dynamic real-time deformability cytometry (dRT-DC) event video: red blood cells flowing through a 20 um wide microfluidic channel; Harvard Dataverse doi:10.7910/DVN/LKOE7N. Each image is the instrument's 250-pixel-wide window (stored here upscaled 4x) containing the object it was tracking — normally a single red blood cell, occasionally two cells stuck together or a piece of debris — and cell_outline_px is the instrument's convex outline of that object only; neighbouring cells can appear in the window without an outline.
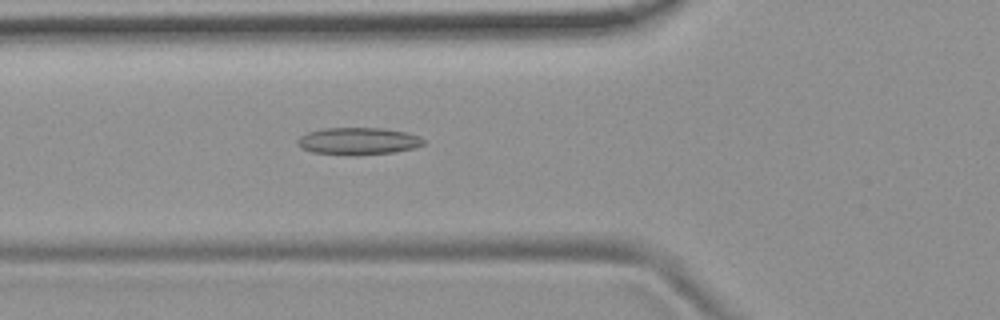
{"species": "common noctule bat (a hibernating species)", "species_latin": "Nyctalus noctula", "temperature_condition": "room temperature", "stored_images_in_passage": 38, "camera_frame_rate_fps": 3000, "um_per_image_px": 0.085, "animal": {"sex": "female", "body_mass_g": 19.9}, "frame": {"image": 1, "passage_image": 4, "time_ms": 1.0, "image_size_px": [1000, 320], "cell_outline_px": [[424, 144], [416, 148], [396, 152], [356, 156], [348, 156], [312, 152], [296, 144], [296, 140], [300, 136], [308, 132], [324, 128], [384, 128], [408, 132], [420, 136], [424, 140]], "centroid_in_image_um": [30.48, 12.01], "position_along_channel_um": 95.3, "area_um2": 20.4}}
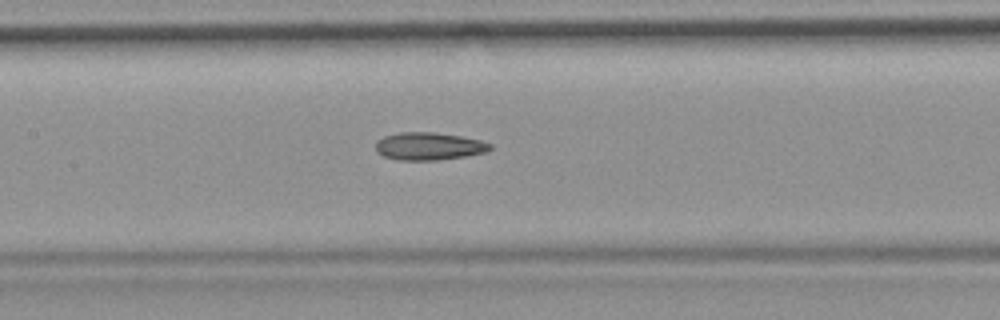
{"frame": {"image": 2, "passage_image": 10, "time_ms": 3.0, "image_size_px": [1000, 320], "cell_outline_px": [[492, 148], [484, 152], [464, 156], [436, 160], [396, 160], [384, 156], [376, 152], [376, 140], [384, 136], [400, 132], [432, 132], [460, 136], [480, 140], [492, 144]], "centroid_in_image_um": [36.41, 12.43], "position_along_channel_um": 171.0, "area_um2": 18.38}}
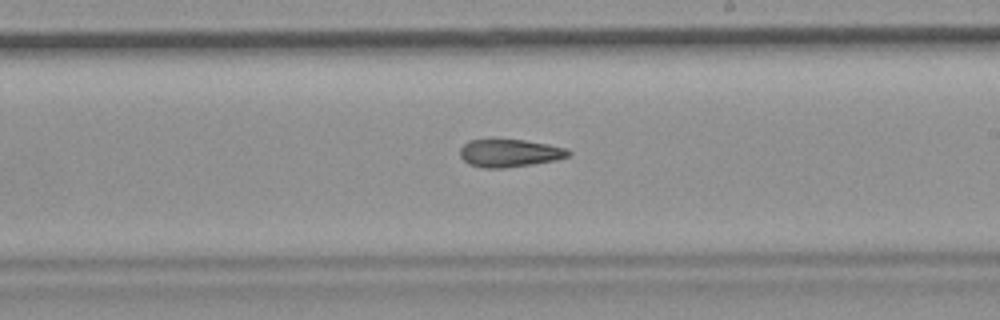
{"frame": {"image": 3, "passage_image": 16, "time_ms": 5.0, "image_size_px": [1000, 320], "cell_outline_px": [[572, 152], [568, 156], [556, 160], [532, 164], [504, 168], [484, 168], [468, 164], [460, 156], [460, 148], [468, 140], [492, 136], [524, 140], [548, 144], [568, 148]], "centroid_in_image_um": [43.27, 12.96], "position_along_channel_um": 245.7, "area_um2": 18.32}, "authors_computed_cell_mechanics": {"area_um2": 17.9758, "velocity_mm_per_s": 3.7597, "shape_relaxation_time_tau1_ms": null, "shape_relaxation_time_tau2_ms": 7.8269, "deformation_change_tau1": null, "deformation_change_tau2": 0.2035}}